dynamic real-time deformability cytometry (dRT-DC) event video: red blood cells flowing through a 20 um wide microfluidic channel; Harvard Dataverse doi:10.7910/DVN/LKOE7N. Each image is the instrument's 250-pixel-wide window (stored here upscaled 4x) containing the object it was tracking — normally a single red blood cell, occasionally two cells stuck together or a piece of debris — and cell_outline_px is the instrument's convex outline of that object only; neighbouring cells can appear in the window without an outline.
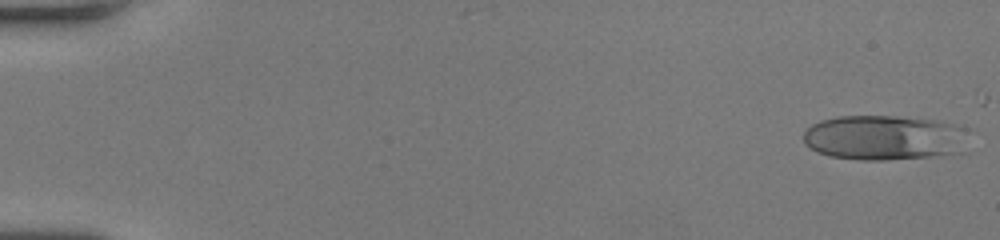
{"species": "human", "species_latin": "Homo sapiens", "temperature_condition": "room temperature", "stored_images_in_passage": 36, "camera_frame_rate_fps": 3000, "um_per_image_px": 0.085, "donor": {"sex": "female"}, "frame": {"image": 1, "passage_image": 1, "time_ms": 0.0, "image_size_px": [1000, 240], "cell_outline_px": [[968, 128], [964, 152], [932, 156], [884, 160], [860, 160], [828, 156], [816, 152], [804, 144], [804, 132], [812, 124], [820, 120], [836, 116], [896, 116], [940, 120]], "centroid_in_image_um": [75.18, 11.69], "position_along_channel_um": 9.8, "area_um2": 43.93}}
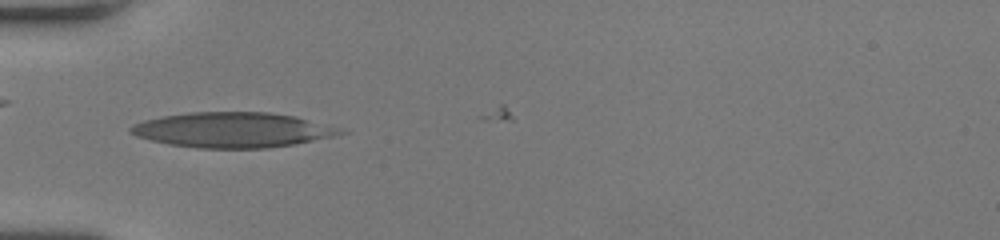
{"frame": {"image": 2, "passage_image": 18, "time_ms": 5.667, "image_size_px": [1000, 240], "cell_outline_px": [[352, 132], [296, 144], [268, 148], [196, 148], [168, 144], [136, 136], [128, 132], [128, 128], [132, 124], [144, 120], [164, 116], [188, 112], [268, 112], [296, 116], [340, 128]], "centroid_in_image_um": [19.78, 11.04], "position_along_channel_um": 65.2, "area_um2": 43.12}}
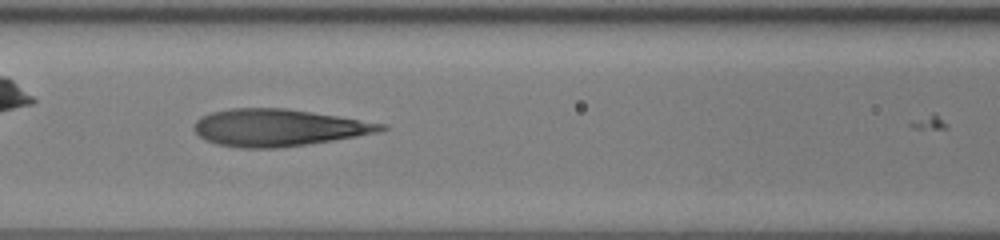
{"frame": {"image": 3, "passage_image": 24, "time_ms": 7.667, "image_size_px": [1000, 240], "cell_outline_px": [[388, 128], [376, 132], [356, 136], [332, 140], [276, 148], [240, 148], [216, 144], [204, 140], [192, 128], [192, 124], [200, 116], [212, 112], [228, 108], [284, 108], [312, 112], [388, 124]], "centroid_in_image_um": [23.59, 10.84], "position_along_channel_um": 143.0, "area_um2": 40.29}}